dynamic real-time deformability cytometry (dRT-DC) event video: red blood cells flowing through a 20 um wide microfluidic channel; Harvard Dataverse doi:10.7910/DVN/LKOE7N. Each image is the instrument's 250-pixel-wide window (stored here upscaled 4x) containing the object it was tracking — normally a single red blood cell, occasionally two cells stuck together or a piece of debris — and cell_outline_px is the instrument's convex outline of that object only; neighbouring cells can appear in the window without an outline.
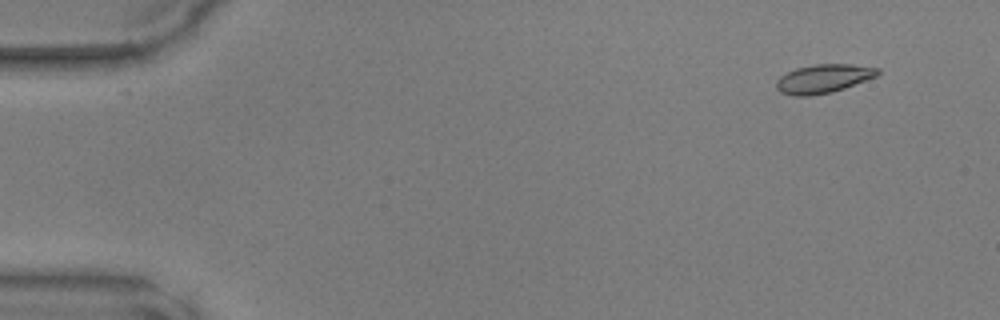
{"species": "common noctule bat (a hibernating species)", "species_latin": "Nyctalus noctula", "temperature_condition": "warm", "stored_images_in_passage": 10, "camera_frame_rate_fps": 3000, "um_per_image_px": 0.085, "animal": {"sex": "male", "body_mass_g": 17.9, "forearm_length_mm": 54.2}, "frame": {"image": 1, "passage_image": 4, "time_ms": 1.0, "image_size_px": [1000, 320], "cell_outline_px": [[880, 72], [876, 76], [844, 88], [832, 92], [812, 96], [792, 96], [780, 92], [776, 88], [776, 80], [780, 76], [796, 68], [816, 64], [852, 64], [880, 68]], "centroid_in_image_um": [69.97, 6.69], "position_along_channel_um": 15.0, "area_um2": 16.99}}